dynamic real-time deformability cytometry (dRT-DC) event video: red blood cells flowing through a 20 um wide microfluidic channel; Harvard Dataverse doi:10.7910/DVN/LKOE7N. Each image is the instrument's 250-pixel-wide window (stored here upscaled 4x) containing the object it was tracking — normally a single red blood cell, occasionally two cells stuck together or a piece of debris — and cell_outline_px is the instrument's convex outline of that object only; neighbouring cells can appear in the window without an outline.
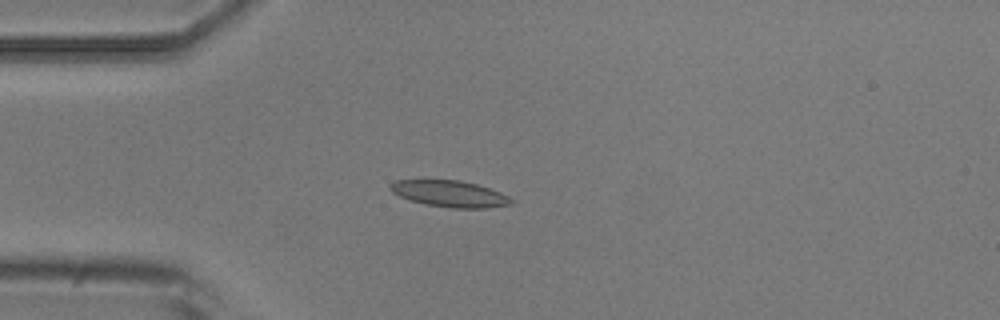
{"species": "common noctule bat (a hibernating species)", "species_latin": "Nyctalus noctula", "temperature_condition": "room temperature", "stored_images_in_passage": 6, "camera_frame_rate_fps": 3000, "um_per_image_px": 0.085, "animal": {"sex": "male", "body_mass_g": 20.5, "forearm_length_mm": 52.5}, "frame": {"image": 1, "passage_image": 3, "time_ms": 3.333, "image_size_px": [1000, 320], "cell_outline_px": [[516, 200], [512, 204], [484, 208], [452, 208], [424, 204], [400, 196], [392, 192], [388, 188], [388, 184], [396, 180], [460, 180], [476, 184], [500, 192]], "centroid_in_image_um": [38.23, 16.47], "position_along_channel_um": 46.8, "area_um2": 18.61}}
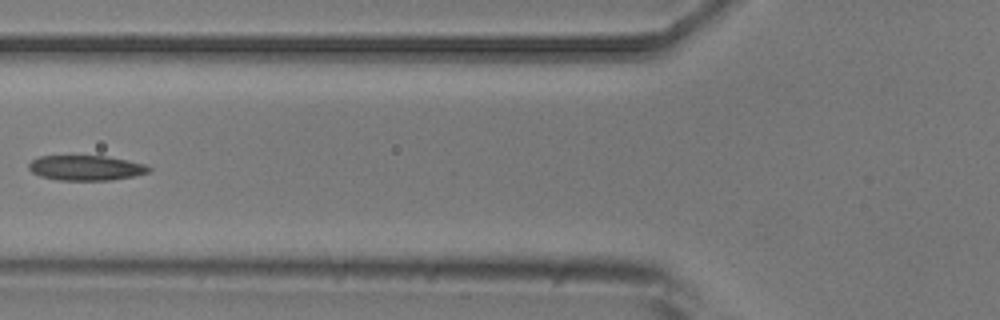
{"frame": {"image": 2, "passage_image": 5, "time_ms": 5.667, "image_size_px": [1000, 320], "cell_outline_px": [[152, 168], [148, 172], [136, 176], [112, 180], [56, 180], [40, 176], [32, 172], [28, 168], [28, 164], [32, 160], [40, 156], [108, 156], [144, 164]], "centroid_in_image_um": [7.3, 14.27], "position_along_channel_um": 118.5, "area_um2": 17.57}}
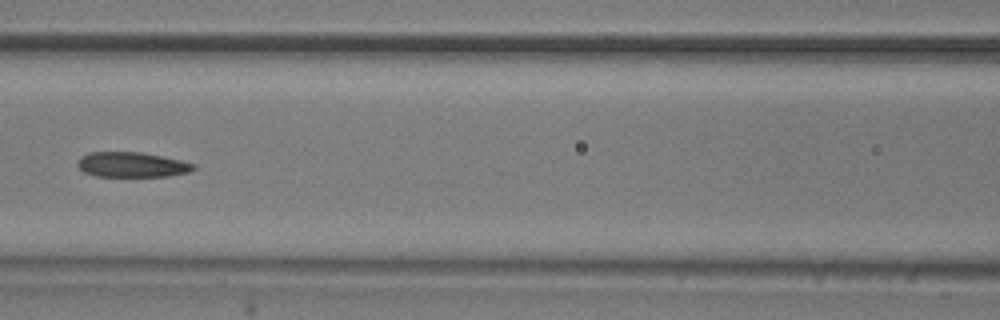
{"frame": {"image": 3, "passage_image": 6, "time_ms": 6.667, "image_size_px": [1000, 320], "cell_outline_px": [[196, 168], [188, 172], [168, 176], [96, 176], [84, 172], [76, 164], [76, 160], [80, 156], [88, 152], [140, 152], [180, 160], [196, 164]], "centroid_in_image_um": [11.17, 13.99], "position_along_channel_um": 155.4, "area_um2": 16.94}}